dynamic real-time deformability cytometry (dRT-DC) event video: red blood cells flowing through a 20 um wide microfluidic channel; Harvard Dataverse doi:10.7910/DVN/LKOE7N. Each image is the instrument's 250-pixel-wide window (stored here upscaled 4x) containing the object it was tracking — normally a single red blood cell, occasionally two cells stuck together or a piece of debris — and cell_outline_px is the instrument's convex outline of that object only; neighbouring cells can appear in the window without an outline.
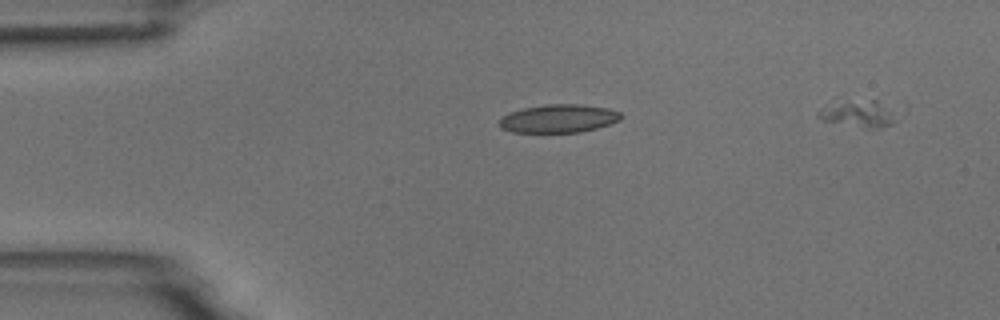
{"species": "common noctule bat (a hibernating species)", "species_latin": "Nyctalus noctula", "temperature_condition": "room temperature", "stored_images_in_passage": 3, "segment_of_instrument_passage": [1, 2], "camera_frame_rate_fps": 3000, "um_per_image_px": 0.085, "animal": {"sex": "male", "body_mass_g": 18.8}, "frame": {"image": 1, "passage_image": 1, "time_ms": 0.0, "image_size_px": [1000, 320], "cell_outline_px": [[624, 116], [620, 120], [596, 128], [580, 132], [512, 132], [500, 128], [500, 120], [508, 112], [524, 108], [548, 104], [580, 104], [608, 108], [620, 112]], "centroid_in_image_um": [47.5, 10.07], "position_along_channel_um": 37.5, "area_um2": 19.94}}